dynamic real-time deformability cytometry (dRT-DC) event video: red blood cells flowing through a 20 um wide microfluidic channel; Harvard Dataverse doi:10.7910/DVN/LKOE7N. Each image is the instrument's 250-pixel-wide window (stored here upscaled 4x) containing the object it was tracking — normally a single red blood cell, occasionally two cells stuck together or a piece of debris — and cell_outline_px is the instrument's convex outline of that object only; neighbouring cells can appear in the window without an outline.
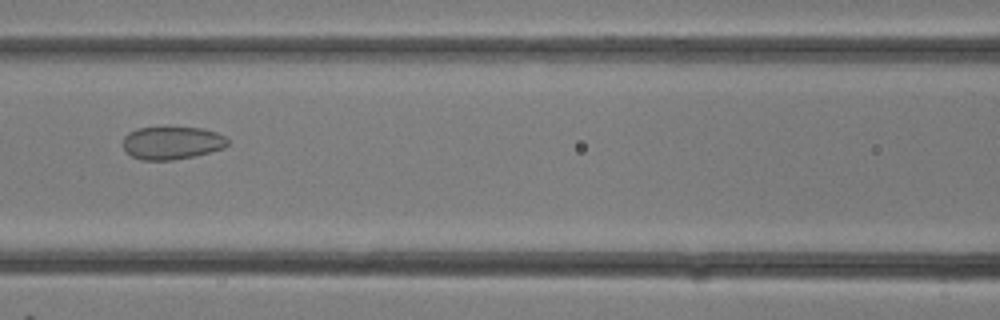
{"species": "common noctule bat (a hibernating species)", "species_latin": "Nyctalus noctula", "temperature_condition": "room temperature", "stored_images_in_passage": 33, "camera_frame_rate_fps": 3000, "um_per_image_px": 0.085, "animal": {"sex": "female"}, "frame": {"image": 1, "passage_image": 15, "time_ms": 4.667, "image_size_px": [1000, 320], "cell_outline_px": [[228, 144], [224, 148], [196, 156], [172, 160], [140, 160], [132, 156], [124, 148], [124, 136], [128, 132], [136, 128], [204, 128], [216, 132], [224, 136], [228, 140]], "centroid_in_image_um": [14.63, 12.15], "position_along_channel_um": 152.0, "area_um2": 20.0}}
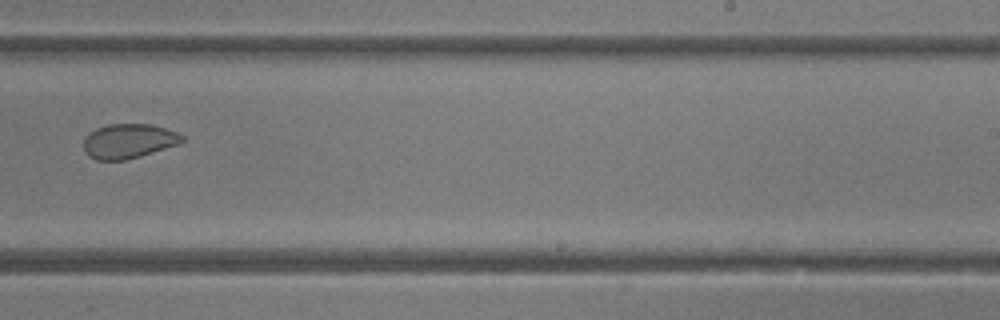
{"frame": {"image": 2, "passage_image": 21, "time_ms": 6.667, "image_size_px": [1000, 320], "cell_outline_px": [[184, 140], [180, 144], [140, 156], [124, 160], [96, 160], [88, 156], [84, 152], [84, 136], [88, 132], [96, 128], [108, 124], [152, 124], [176, 132], [184, 136]], "centroid_in_image_um": [10.9, 11.99], "position_along_channel_um": 278.1, "area_um2": 20.0}}
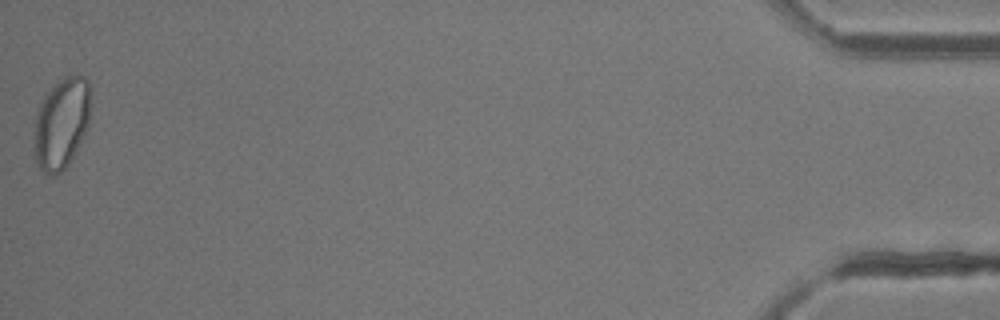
{"frame": {"image": 3, "passage_image": 33, "time_ms": 10.667, "image_size_px": [1000, 320], "cell_outline_px": [[88, 124], [76, 152], [68, 164], [56, 176], [48, 176], [40, 168], [36, 160], [36, 116], [40, 104], [44, 96], [60, 80], [68, 76], [84, 76], [88, 80]], "centroid_in_image_um": [5.23, 10.52], "position_along_channel_um": 430.0, "area_um2": 28.9}}